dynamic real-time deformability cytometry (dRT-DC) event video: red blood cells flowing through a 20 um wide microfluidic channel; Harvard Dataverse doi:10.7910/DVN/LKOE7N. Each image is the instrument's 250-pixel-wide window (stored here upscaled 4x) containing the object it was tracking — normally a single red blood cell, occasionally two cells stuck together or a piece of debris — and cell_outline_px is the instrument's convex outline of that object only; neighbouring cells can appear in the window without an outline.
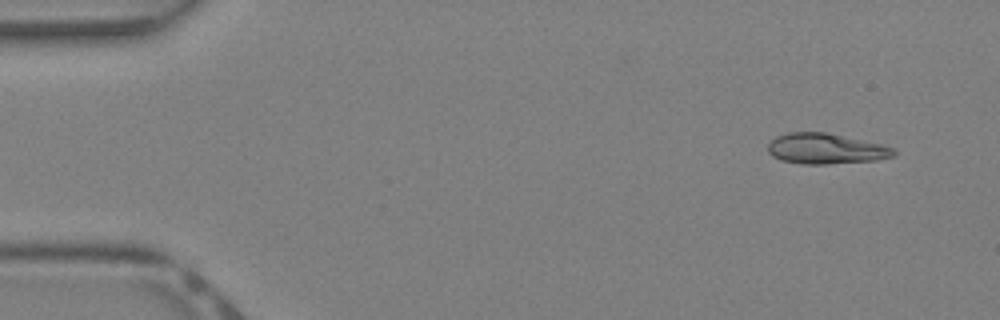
{"species": "Egyptian fruit bat (a non-hibernating species)", "species_latin": "Rousettus aegyptiacus", "temperature_condition": "warm", "stored_images_in_passage": 39, "camera_frame_rate_fps": 3000, "um_per_image_px": 0.085, "animal": {"sex": "female"}, "frame": {"image": 1, "passage_image": 2, "time_ms": 0.333, "image_size_px": [1000, 320], "cell_outline_px": [[896, 156], [876, 160], [828, 164], [800, 164], [780, 160], [772, 156], [768, 152], [768, 144], [776, 136], [788, 132], [824, 132], [884, 144], [896, 148]], "centroid_in_image_um": [70.22, 12.64], "position_along_channel_um": 14.8, "area_um2": 22.66}}
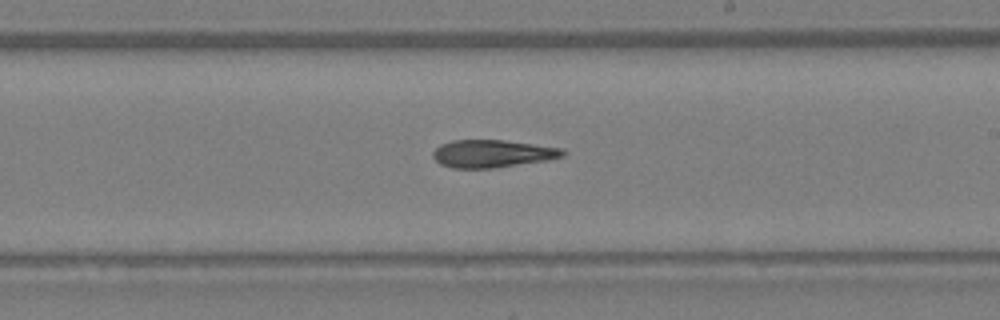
{"frame": {"image": 2, "passage_image": 22, "time_ms": 7.0, "image_size_px": [1000, 320], "cell_outline_px": [[568, 152], [564, 156], [548, 160], [492, 168], [452, 168], [440, 164], [432, 156], [432, 152], [440, 144], [452, 140], [504, 140], [564, 148]], "centroid_in_image_um": [41.87, 13.05], "position_along_channel_um": 247.1, "area_um2": 21.04}}
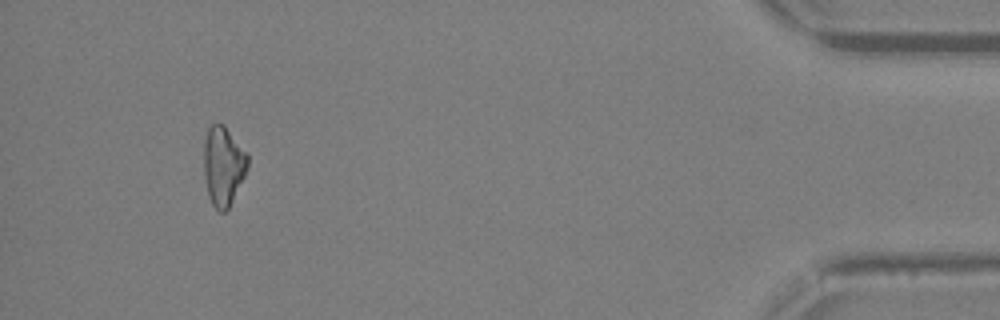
{"frame": {"image": 3, "passage_image": 36, "time_ms": 11.667, "image_size_px": [1000, 320], "cell_outline_px": [[248, 168], [228, 208], [224, 212], [220, 212], [212, 204], [208, 196], [204, 176], [204, 140], [208, 128], [216, 120], [224, 124], [248, 152]], "centroid_in_image_um": [18.98, 14.03], "position_along_channel_um": 416.2, "area_um2": 20.52}}